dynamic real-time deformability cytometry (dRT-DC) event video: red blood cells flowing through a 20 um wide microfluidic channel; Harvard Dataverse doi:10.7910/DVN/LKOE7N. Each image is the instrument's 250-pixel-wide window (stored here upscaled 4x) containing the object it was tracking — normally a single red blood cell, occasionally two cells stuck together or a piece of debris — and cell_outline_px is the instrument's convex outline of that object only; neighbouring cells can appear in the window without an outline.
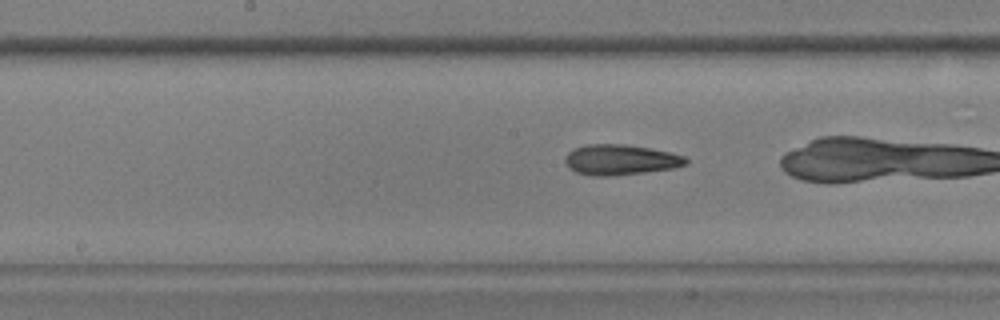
{"species": "common noctule bat (a hibernating species)", "species_latin": "Nyctalus noctula", "temperature_condition": "warm", "stored_images_in_passage": 54, "camera_frame_rate_fps": 3000, "um_per_image_px": 0.085, "animal": {"sex": "male", "body_mass_g": 17.9, "forearm_length_mm": 54.2}, "frame": {"image": 1, "passage_image": 26, "time_ms": 8.333, "image_size_px": [1000, 320], "cell_outline_px": [[688, 164], [672, 168], [644, 172], [608, 176], [592, 176], [576, 172], [568, 168], [564, 160], [568, 152], [576, 148], [588, 144], [624, 144], [648, 148], [668, 152], [684, 156], [688, 160]], "centroid_in_image_um": [52.71, 13.58], "position_along_channel_um": 195.5, "area_um2": 21.21}, "authors_computed_cell_mechanics": {"area_um2": 21.4727, "velocity_mm_per_s": 3.6008, "shape_relaxation_time_tau1_ms": null, "shape_relaxation_time_tau2_ms": 6.1077, "deformation_change_tau1": null, "deformation_change_tau2": 0.1528}}